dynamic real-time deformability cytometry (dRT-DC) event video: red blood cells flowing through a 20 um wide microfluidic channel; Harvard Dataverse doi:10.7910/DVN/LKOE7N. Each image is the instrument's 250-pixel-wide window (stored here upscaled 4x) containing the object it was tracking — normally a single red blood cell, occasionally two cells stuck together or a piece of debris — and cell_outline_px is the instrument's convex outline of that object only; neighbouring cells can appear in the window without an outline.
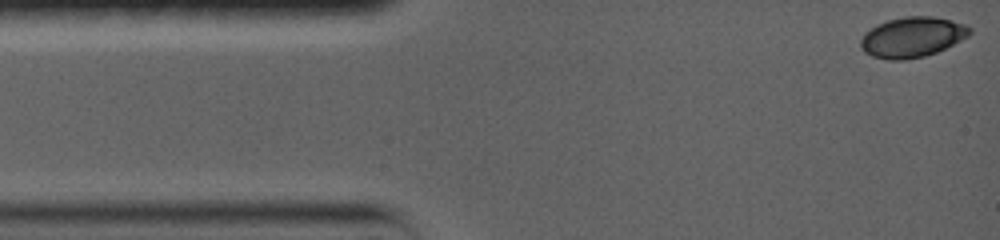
{"species": "common noctule bat (a hibernating species)", "species_latin": "Nyctalus noctula", "temperature_condition": "warm", "stored_images_in_passage": 53, "camera_frame_rate_fps": 5000, "um_per_image_px": 0.085, "animal": {"sex": "female", "body_mass_g": 19.0, "forearm_length_mm": 56.7}, "frame": {"image": 1, "passage_image": 1, "time_ms": 0.0, "image_size_px": [1000, 240], "cell_outline_px": [[972, 32], [968, 36], [936, 52], [924, 56], [904, 60], [888, 60], [872, 56], [864, 52], [860, 48], [860, 40], [864, 32], [876, 24], [888, 20], [904, 16], [932, 16], [952, 20], [964, 24], [972, 28]], "centroid_in_image_um": [77.5, 3.15], "position_along_channel_um": 7.5, "area_um2": 25.72}}
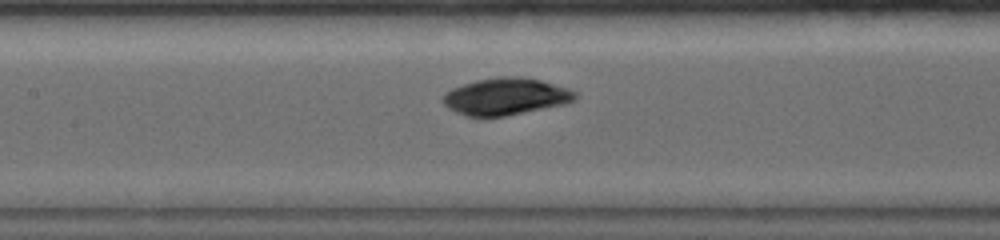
{"frame": {"image": 2, "passage_image": 30, "time_ms": 6.2, "image_size_px": [1000, 240], "cell_outline_px": [[576, 100], [564, 104], [504, 116], [464, 116], [448, 108], [440, 100], [444, 92], [452, 88], [476, 80], [496, 76], [520, 76], [540, 80], [568, 88], [576, 92]], "centroid_in_image_um": [42.95, 8.19], "position_along_channel_um": 164.5, "area_um2": 28.55}}
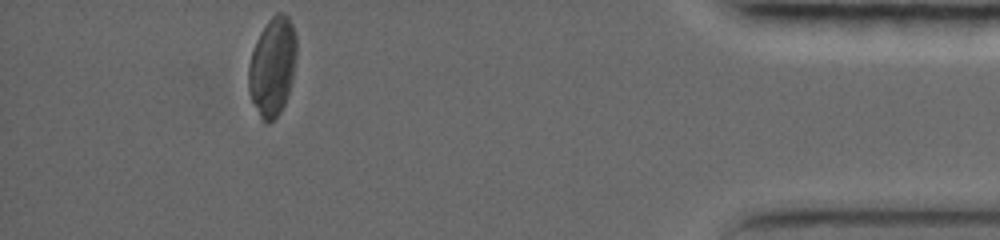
{"frame": {"image": 3, "passage_image": 53, "time_ms": 14.4, "image_size_px": [1000, 240], "cell_outline_px": [[296, 56], [292, 80], [284, 104], [280, 112], [268, 124], [260, 116], [248, 92], [248, 68], [252, 48], [260, 32], [268, 20], [276, 12], [284, 12], [288, 16], [292, 24], [296, 36]], "centroid_in_image_um": [23.15, 5.61], "position_along_channel_um": 412.1, "area_um2": 27.63}, "authors_computed_cell_mechanics": {"area_um2": 27.5706, "velocity_mm_per_s": 3.7353, "shape_relaxation_time_tau1_ms": 5.2889, "shape_relaxation_time_tau2_ms": 1.1903, "deformation_change_tau1": 0.1091, "deformation_change_tau2": 0.0251}}